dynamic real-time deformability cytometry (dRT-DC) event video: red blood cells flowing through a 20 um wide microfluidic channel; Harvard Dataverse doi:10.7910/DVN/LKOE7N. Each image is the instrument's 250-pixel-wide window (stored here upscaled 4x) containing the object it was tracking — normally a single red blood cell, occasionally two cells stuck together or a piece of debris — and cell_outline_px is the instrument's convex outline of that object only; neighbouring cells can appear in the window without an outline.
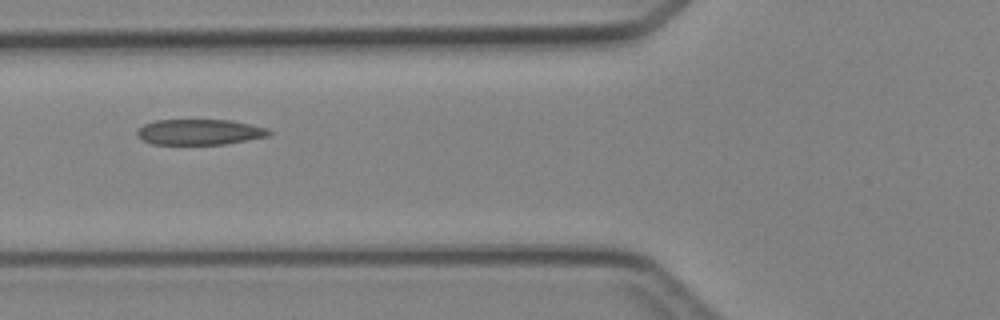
{"species": "Egyptian fruit bat (a non-hibernating species)", "species_latin": "Rousettus aegyptiacus", "temperature_condition": "cold", "stored_images_in_passage": 7, "camera_frame_rate_fps": 3000, "um_per_image_px": 0.085, "animal": {"sex": "female"}, "frame": {"image": 1, "passage_image": 7, "time_ms": 7.667, "image_size_px": [1000, 320], "cell_outline_px": [[272, 132], [268, 136], [248, 140], [224, 144], [152, 144], [136, 136], [136, 132], [144, 124], [156, 120], [232, 120], [268, 128]], "centroid_in_image_um": [16.98, 11.22], "position_along_channel_um": 108.8, "area_um2": 19.65}}